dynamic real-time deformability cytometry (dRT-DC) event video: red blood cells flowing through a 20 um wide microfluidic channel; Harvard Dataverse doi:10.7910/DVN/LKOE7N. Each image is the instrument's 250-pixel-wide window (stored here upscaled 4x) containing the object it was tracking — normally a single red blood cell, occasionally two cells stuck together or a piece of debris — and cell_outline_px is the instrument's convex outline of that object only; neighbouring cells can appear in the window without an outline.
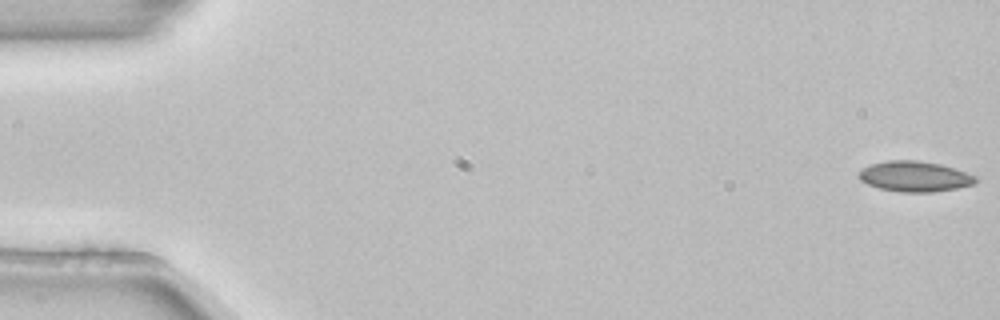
{"species": "common noctule bat (a hibernating species)", "species_latin": "Nyctalus noctula", "temperature_condition": "room temperature", "stored_images_in_passage": 5, "segment_of_instrument_passage": [2, 2], "camera_frame_rate_fps": 3000, "um_per_image_px": 0.085, "animal": {"sex": "female", "body_mass_g": 22.7, "forearm_length_mm": 54.2}, "frame": {"image": 1, "passage_image": 5, "time_ms": 1.333, "image_size_px": [1000, 320], "cell_outline_px": [[976, 180], [972, 184], [956, 188], [932, 192], [900, 192], [880, 188], [868, 184], [860, 180], [856, 172], [860, 168], [872, 164], [888, 160], [916, 160], [940, 164], [976, 176]], "centroid_in_image_um": [77.67, 14.99], "position_along_channel_um": 7.3, "area_um2": 20.58}}